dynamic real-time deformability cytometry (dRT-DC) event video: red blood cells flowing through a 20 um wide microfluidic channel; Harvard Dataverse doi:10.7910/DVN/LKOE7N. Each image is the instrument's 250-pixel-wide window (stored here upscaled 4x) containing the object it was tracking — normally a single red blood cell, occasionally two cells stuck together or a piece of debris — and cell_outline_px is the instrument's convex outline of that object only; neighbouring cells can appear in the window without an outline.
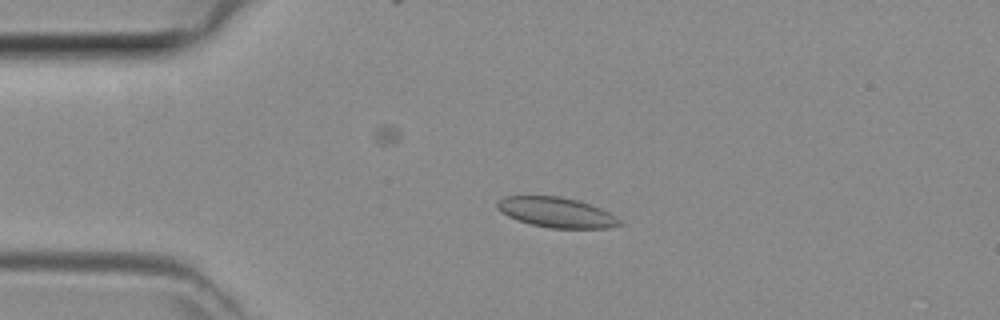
{"species": "common noctule bat (a hibernating species)", "species_latin": "Nyctalus noctula", "temperature_condition": "room temperature", "stored_images_in_passage": 39, "camera_frame_rate_fps": 3000, "um_per_image_px": 0.085, "animal": {"sex": "female", "body_mass_g": 29.2, "forearm_length_mm": 56.3}, "frame": {"image": 1, "passage_image": 11, "time_ms": 3.333, "image_size_px": [1000, 320], "cell_outline_px": [[624, 224], [608, 228], [548, 228], [532, 224], [508, 216], [500, 212], [496, 208], [496, 204], [504, 196], [560, 196], [576, 200], [600, 208], [616, 216]], "centroid_in_image_um": [47.3, 18.05], "position_along_channel_um": 37.7, "area_um2": 21.33}}
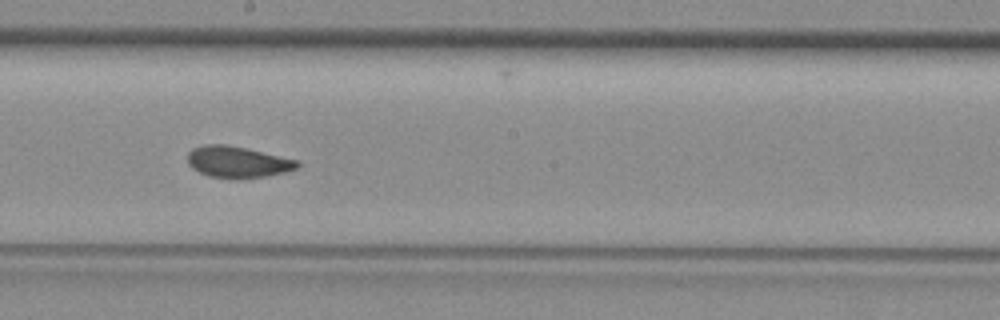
{"frame": {"image": 2, "passage_image": 26, "time_ms": 8.333, "image_size_px": [1000, 320], "cell_outline_px": [[300, 164], [296, 168], [284, 172], [264, 176], [240, 180], [236, 180], [208, 176], [192, 168], [188, 164], [188, 152], [192, 148], [204, 144], [224, 144], [244, 148], [300, 160]], "centroid_in_image_um": [20.17, 13.78], "position_along_channel_um": 228.0, "area_um2": 20.23}}
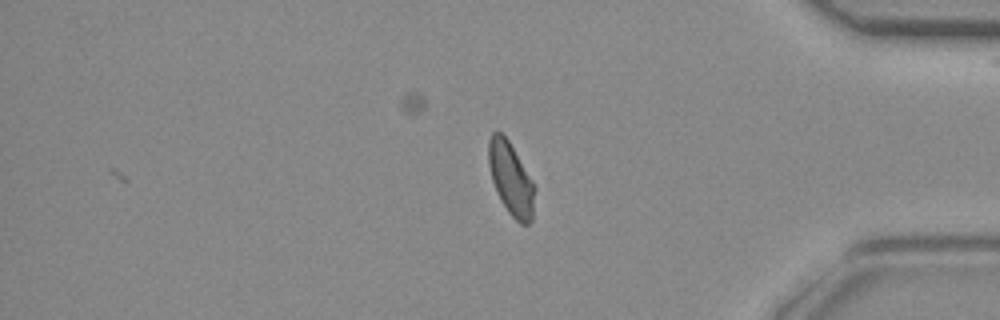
{"frame": {"image": 3, "passage_image": 39, "time_ms": 12.667, "image_size_px": [1000, 320], "cell_outline_px": [[536, 188], [532, 220], [528, 224], [520, 224], [508, 212], [500, 200], [492, 180], [488, 164], [488, 140], [492, 132], [500, 132], [508, 140]], "centroid_in_image_um": [43.42, 15.23], "position_along_channel_um": 391.8, "area_um2": 19.42}}